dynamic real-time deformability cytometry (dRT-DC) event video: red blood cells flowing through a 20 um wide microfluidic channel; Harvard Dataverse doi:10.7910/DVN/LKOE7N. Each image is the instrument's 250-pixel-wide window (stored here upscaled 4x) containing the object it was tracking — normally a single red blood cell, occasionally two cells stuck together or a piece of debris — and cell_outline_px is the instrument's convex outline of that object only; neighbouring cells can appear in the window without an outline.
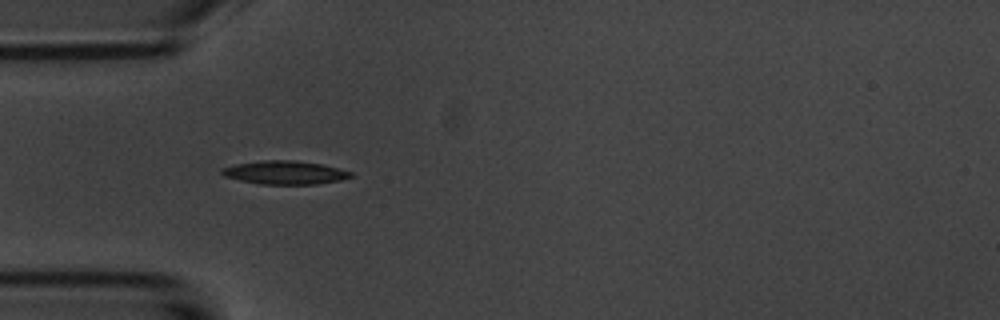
{"species": "common noctule bat (a hibernating species)", "species_latin": "Nyctalus noctula", "temperature_condition": "room temperature", "stored_images_in_passage": 3, "camera_frame_rate_fps": 3000, "um_per_image_px": 0.085, "animal": {"sex": "male", "body_mass_g": 20.1, "forearm_length_mm": 53.5}, "frame": {"image": 1, "passage_image": 2, "time_ms": 1.333, "image_size_px": [1000, 320], "cell_outline_px": [[352, 176], [340, 180], [316, 184], [260, 184], [240, 180], [224, 176], [220, 172], [220, 168], [236, 164], [264, 160], [296, 160], [324, 164], [352, 172]], "centroid_in_image_um": [24.21, 14.66], "position_along_channel_um": 60.8, "area_um2": 17.63}}
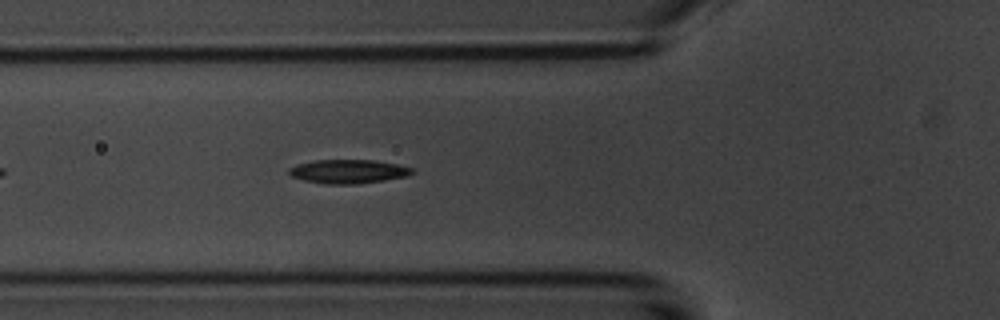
{"frame": {"image": 2, "passage_image": 3, "time_ms": 2.333, "image_size_px": [1000, 320], "cell_outline_px": [[412, 172], [408, 176], [384, 180], [356, 184], [324, 184], [304, 180], [292, 176], [288, 172], [288, 168], [300, 164], [316, 160], [372, 160], [396, 164], [412, 168]], "centroid_in_image_um": [29.59, 14.58], "position_along_channel_um": 96.2, "area_um2": 16.88}}